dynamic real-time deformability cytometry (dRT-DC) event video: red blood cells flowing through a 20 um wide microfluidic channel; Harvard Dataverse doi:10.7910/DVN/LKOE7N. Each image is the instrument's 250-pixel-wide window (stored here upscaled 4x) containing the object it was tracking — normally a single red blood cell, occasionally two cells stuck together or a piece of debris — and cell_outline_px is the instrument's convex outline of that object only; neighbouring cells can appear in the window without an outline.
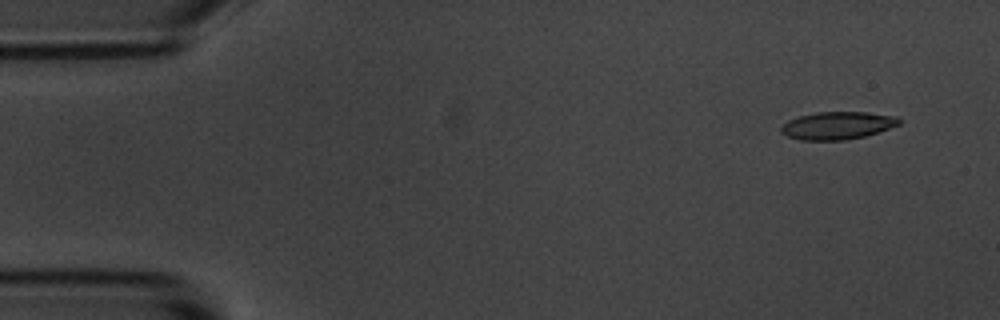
{"species": "common noctule bat (a hibernating species)", "species_latin": "Nyctalus noctula", "temperature_condition": "room temperature", "stored_images_in_passage": 6, "camera_frame_rate_fps": 3000, "um_per_image_px": 0.085, "animal": {"sex": "male", "body_mass_g": 20.1, "forearm_length_mm": 53.5}, "frame": {"image": 1, "passage_image": 1, "time_ms": 0.0, "image_size_px": [1000, 320], "cell_outline_px": [[900, 124], [864, 136], [844, 140], [800, 140], [788, 136], [780, 132], [780, 128], [788, 120], [800, 116], [816, 112], [868, 112], [896, 116], [900, 120]], "centroid_in_image_um": [71.16, 10.66], "position_along_channel_um": 13.8, "area_um2": 18.84}}
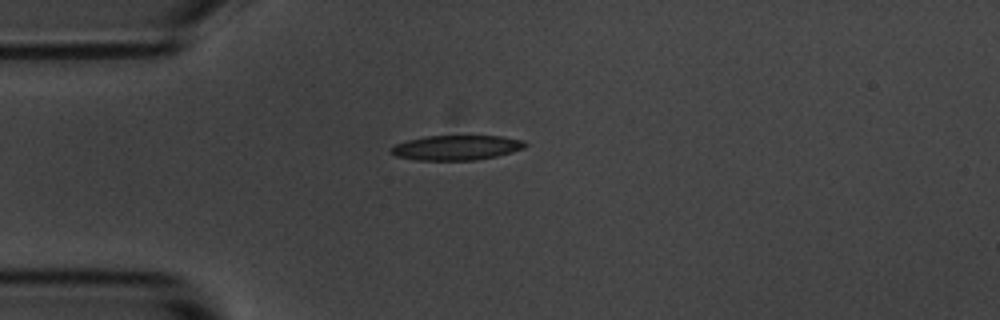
{"frame": {"image": 2, "passage_image": 3, "time_ms": 3.333, "image_size_px": [1000, 320], "cell_outline_px": [[528, 144], [524, 148], [512, 152], [496, 156], [476, 160], [416, 160], [396, 156], [388, 152], [388, 148], [396, 144], [408, 140], [424, 136], [504, 136], [524, 140]], "centroid_in_image_um": [38.79, 12.55], "position_along_channel_um": 46.2, "area_um2": 19.59}}
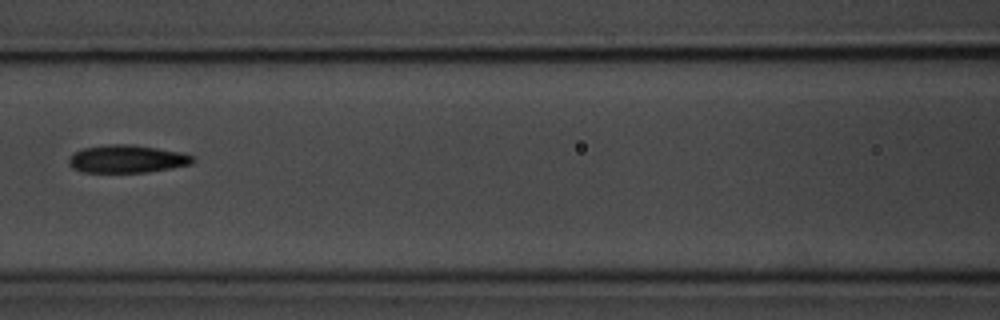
{"frame": {"image": 3, "passage_image": 6, "time_ms": 6.667, "image_size_px": [1000, 320], "cell_outline_px": [[196, 160], [192, 164], [172, 168], [144, 172], [84, 172], [72, 168], [68, 164], [68, 160], [72, 152], [84, 148], [112, 144], [132, 144], [180, 152], [192, 156]], "centroid_in_image_um": [10.77, 13.51], "position_along_channel_um": 155.8, "area_um2": 20.06}}